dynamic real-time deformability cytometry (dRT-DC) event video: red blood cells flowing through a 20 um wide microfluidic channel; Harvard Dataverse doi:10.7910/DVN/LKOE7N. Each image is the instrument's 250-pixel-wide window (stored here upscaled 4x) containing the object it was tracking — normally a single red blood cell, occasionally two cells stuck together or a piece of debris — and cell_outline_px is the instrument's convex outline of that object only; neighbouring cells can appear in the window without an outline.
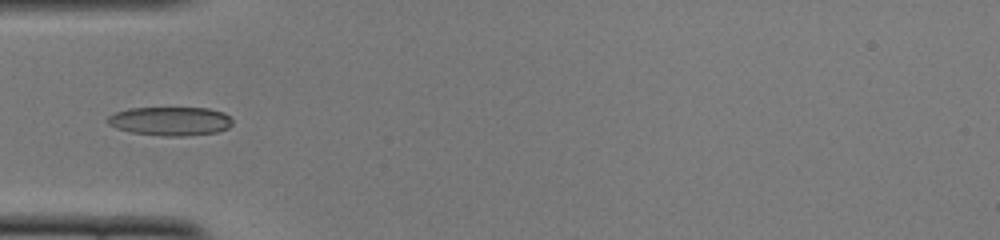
{"species": "common noctule bat (a hibernating species)", "species_latin": "Nyctalus noctula", "temperature_condition": "cold", "stored_images_in_passage": 31, "camera_frame_rate_fps": 3000, "um_per_image_px": 0.085, "animal": {"sex": "female", "body_mass_g": 22.0, "forearm_length_mm": 56.7}, "frame": {"image": 1, "passage_image": 1, "time_ms": 0.0, "image_size_px": [1000, 240], "cell_outline_px": [[228, 124], [224, 128], [208, 132], [144, 132], [124, 112], [140, 108], [200, 108], [216, 112], [228, 116]], "centroid_in_image_um": [15.1, 10.19], "position_along_channel_um": 69.9, "area_um2": 15.2}}
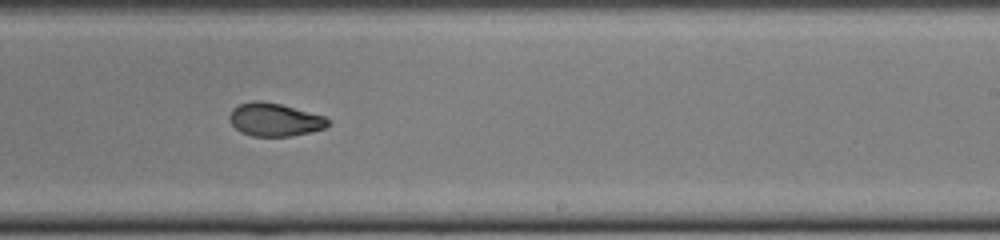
{"frame": {"image": 2, "passage_image": 16, "time_ms": 5.0, "image_size_px": [1000, 240], "cell_outline_px": [[328, 124], [320, 128], [304, 132], [284, 136], [260, 136], [244, 132], [232, 120], [232, 112], [236, 108], [244, 104], [276, 104], [320, 116], [328, 120]], "centroid_in_image_um": [23.39, 10.21], "position_along_channel_um": 265.6, "area_um2": 16.53}}
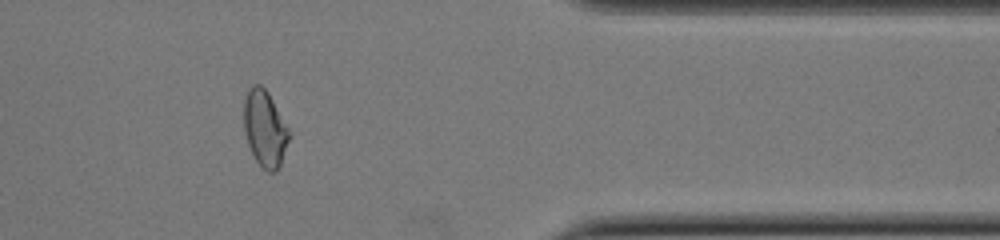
{"frame": {"image": 3, "passage_image": 27, "time_ms": 8.667, "image_size_px": [1000, 240], "cell_outline_px": [[288, 136], [280, 160], [276, 168], [256, 156], [252, 148], [248, 136], [244, 112], [248, 96], [252, 88], [264, 92], [268, 96]], "centroid_in_image_um": [22.49, 10.89], "position_along_channel_um": 388.9, "area_um2": 15.84}}